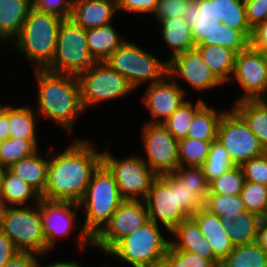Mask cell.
Segmentation results:
<instances>
[{"mask_svg": "<svg viewBox=\"0 0 267 267\" xmlns=\"http://www.w3.org/2000/svg\"><path fill=\"white\" fill-rule=\"evenodd\" d=\"M49 157L45 191L41 198L79 204L93 172L102 163V152L88 141L74 140L65 151Z\"/></svg>", "mask_w": 267, "mask_h": 267, "instance_id": "cell-1", "label": "cell"}, {"mask_svg": "<svg viewBox=\"0 0 267 267\" xmlns=\"http://www.w3.org/2000/svg\"><path fill=\"white\" fill-rule=\"evenodd\" d=\"M38 83L37 116L51 118L68 132L85 111L76 76L35 69Z\"/></svg>", "mask_w": 267, "mask_h": 267, "instance_id": "cell-2", "label": "cell"}, {"mask_svg": "<svg viewBox=\"0 0 267 267\" xmlns=\"http://www.w3.org/2000/svg\"><path fill=\"white\" fill-rule=\"evenodd\" d=\"M124 199L120 196L117 182L109 169L101 163L93 172L86 192L79 202L84 209V223L80 226V249L93 246V238L110 221Z\"/></svg>", "mask_w": 267, "mask_h": 267, "instance_id": "cell-3", "label": "cell"}, {"mask_svg": "<svg viewBox=\"0 0 267 267\" xmlns=\"http://www.w3.org/2000/svg\"><path fill=\"white\" fill-rule=\"evenodd\" d=\"M184 10L183 17L191 27L195 47L223 46L238 54L249 46V39L241 31L227 27L219 19L218 0H194Z\"/></svg>", "mask_w": 267, "mask_h": 267, "instance_id": "cell-4", "label": "cell"}, {"mask_svg": "<svg viewBox=\"0 0 267 267\" xmlns=\"http://www.w3.org/2000/svg\"><path fill=\"white\" fill-rule=\"evenodd\" d=\"M62 21L63 18L55 14L30 9L13 43L15 49L34 62V69H46L51 63Z\"/></svg>", "mask_w": 267, "mask_h": 267, "instance_id": "cell-5", "label": "cell"}, {"mask_svg": "<svg viewBox=\"0 0 267 267\" xmlns=\"http://www.w3.org/2000/svg\"><path fill=\"white\" fill-rule=\"evenodd\" d=\"M159 225L148 220L133 233L122 238L107 254L133 267H146L167 254L170 241L160 232Z\"/></svg>", "mask_w": 267, "mask_h": 267, "instance_id": "cell-6", "label": "cell"}, {"mask_svg": "<svg viewBox=\"0 0 267 267\" xmlns=\"http://www.w3.org/2000/svg\"><path fill=\"white\" fill-rule=\"evenodd\" d=\"M95 62L89 53L86 29L75 24L71 19H63L55 53L46 70L77 77Z\"/></svg>", "mask_w": 267, "mask_h": 267, "instance_id": "cell-7", "label": "cell"}, {"mask_svg": "<svg viewBox=\"0 0 267 267\" xmlns=\"http://www.w3.org/2000/svg\"><path fill=\"white\" fill-rule=\"evenodd\" d=\"M105 62L136 89L142 82L150 84L168 75V61H161L137 44L126 40Z\"/></svg>", "mask_w": 267, "mask_h": 267, "instance_id": "cell-8", "label": "cell"}, {"mask_svg": "<svg viewBox=\"0 0 267 267\" xmlns=\"http://www.w3.org/2000/svg\"><path fill=\"white\" fill-rule=\"evenodd\" d=\"M0 230L6 234L20 252L46 254L39 203L32 207L7 206L0 220Z\"/></svg>", "mask_w": 267, "mask_h": 267, "instance_id": "cell-9", "label": "cell"}, {"mask_svg": "<svg viewBox=\"0 0 267 267\" xmlns=\"http://www.w3.org/2000/svg\"><path fill=\"white\" fill-rule=\"evenodd\" d=\"M77 80L80 86L81 103L85 110L101 101L124 97L134 90L126 78L105 61L95 62L79 74Z\"/></svg>", "mask_w": 267, "mask_h": 267, "instance_id": "cell-10", "label": "cell"}, {"mask_svg": "<svg viewBox=\"0 0 267 267\" xmlns=\"http://www.w3.org/2000/svg\"><path fill=\"white\" fill-rule=\"evenodd\" d=\"M102 163L114 175L120 196L124 200H144L157 177L143 157L132 155L118 159L105 151L102 152Z\"/></svg>", "mask_w": 267, "mask_h": 267, "instance_id": "cell-11", "label": "cell"}, {"mask_svg": "<svg viewBox=\"0 0 267 267\" xmlns=\"http://www.w3.org/2000/svg\"><path fill=\"white\" fill-rule=\"evenodd\" d=\"M230 110L220 120L217 140L225 147L233 164L241 166L266 151L245 120L233 108Z\"/></svg>", "mask_w": 267, "mask_h": 267, "instance_id": "cell-12", "label": "cell"}, {"mask_svg": "<svg viewBox=\"0 0 267 267\" xmlns=\"http://www.w3.org/2000/svg\"><path fill=\"white\" fill-rule=\"evenodd\" d=\"M149 219L161 222L170 233L189 216L182 210L177 197V178L172 173L157 176L144 199Z\"/></svg>", "mask_w": 267, "mask_h": 267, "instance_id": "cell-13", "label": "cell"}, {"mask_svg": "<svg viewBox=\"0 0 267 267\" xmlns=\"http://www.w3.org/2000/svg\"><path fill=\"white\" fill-rule=\"evenodd\" d=\"M142 200H124L110 221L92 239L94 248L107 253L124 237L133 233L149 220L148 210Z\"/></svg>", "mask_w": 267, "mask_h": 267, "instance_id": "cell-14", "label": "cell"}, {"mask_svg": "<svg viewBox=\"0 0 267 267\" xmlns=\"http://www.w3.org/2000/svg\"><path fill=\"white\" fill-rule=\"evenodd\" d=\"M143 147L149 168L157 175L173 173L179 166L178 141L163 124L146 123L142 129Z\"/></svg>", "mask_w": 267, "mask_h": 267, "instance_id": "cell-15", "label": "cell"}, {"mask_svg": "<svg viewBox=\"0 0 267 267\" xmlns=\"http://www.w3.org/2000/svg\"><path fill=\"white\" fill-rule=\"evenodd\" d=\"M235 80L244 90L237 101L267 99V54L248 46L236 54Z\"/></svg>", "mask_w": 267, "mask_h": 267, "instance_id": "cell-16", "label": "cell"}, {"mask_svg": "<svg viewBox=\"0 0 267 267\" xmlns=\"http://www.w3.org/2000/svg\"><path fill=\"white\" fill-rule=\"evenodd\" d=\"M40 217L46 239V253L54 248L58 238L68 236L77 225L74 222L79 204L69 201H53L41 198ZM75 209V210H74ZM75 226V227H74Z\"/></svg>", "mask_w": 267, "mask_h": 267, "instance_id": "cell-17", "label": "cell"}, {"mask_svg": "<svg viewBox=\"0 0 267 267\" xmlns=\"http://www.w3.org/2000/svg\"><path fill=\"white\" fill-rule=\"evenodd\" d=\"M147 87L142 101L154 120L148 123L163 124L175 110L187 101L184 98L186 90L168 75L163 80Z\"/></svg>", "mask_w": 267, "mask_h": 267, "instance_id": "cell-18", "label": "cell"}, {"mask_svg": "<svg viewBox=\"0 0 267 267\" xmlns=\"http://www.w3.org/2000/svg\"><path fill=\"white\" fill-rule=\"evenodd\" d=\"M168 76L173 80H176V77L182 78L198 91H206L222 84L196 48L171 58L168 61Z\"/></svg>", "mask_w": 267, "mask_h": 267, "instance_id": "cell-19", "label": "cell"}, {"mask_svg": "<svg viewBox=\"0 0 267 267\" xmlns=\"http://www.w3.org/2000/svg\"><path fill=\"white\" fill-rule=\"evenodd\" d=\"M117 11V0H74L69 19L88 30L110 24Z\"/></svg>", "mask_w": 267, "mask_h": 267, "instance_id": "cell-20", "label": "cell"}, {"mask_svg": "<svg viewBox=\"0 0 267 267\" xmlns=\"http://www.w3.org/2000/svg\"><path fill=\"white\" fill-rule=\"evenodd\" d=\"M170 234L176 239L170 241L176 250L196 253L203 258L210 259L217 267H220L221 261L213 254L207 239L192 217L183 220Z\"/></svg>", "mask_w": 267, "mask_h": 267, "instance_id": "cell-21", "label": "cell"}, {"mask_svg": "<svg viewBox=\"0 0 267 267\" xmlns=\"http://www.w3.org/2000/svg\"><path fill=\"white\" fill-rule=\"evenodd\" d=\"M191 217L207 239L213 254L222 262L234 249V245L228 237V229L222 223L221 217L210 213L204 207L198 209Z\"/></svg>", "mask_w": 267, "mask_h": 267, "instance_id": "cell-22", "label": "cell"}, {"mask_svg": "<svg viewBox=\"0 0 267 267\" xmlns=\"http://www.w3.org/2000/svg\"><path fill=\"white\" fill-rule=\"evenodd\" d=\"M31 8L32 0H0V40L13 42Z\"/></svg>", "mask_w": 267, "mask_h": 267, "instance_id": "cell-23", "label": "cell"}, {"mask_svg": "<svg viewBox=\"0 0 267 267\" xmlns=\"http://www.w3.org/2000/svg\"><path fill=\"white\" fill-rule=\"evenodd\" d=\"M232 107L245 120L267 152V99L235 101Z\"/></svg>", "mask_w": 267, "mask_h": 267, "instance_id": "cell-24", "label": "cell"}, {"mask_svg": "<svg viewBox=\"0 0 267 267\" xmlns=\"http://www.w3.org/2000/svg\"><path fill=\"white\" fill-rule=\"evenodd\" d=\"M38 152L12 164L8 169L42 195L47 182L49 158H42Z\"/></svg>", "mask_w": 267, "mask_h": 267, "instance_id": "cell-25", "label": "cell"}, {"mask_svg": "<svg viewBox=\"0 0 267 267\" xmlns=\"http://www.w3.org/2000/svg\"><path fill=\"white\" fill-rule=\"evenodd\" d=\"M159 23L164 43L166 42L172 50V54L167 61L180 53L195 49L191 27L184 17L163 19Z\"/></svg>", "mask_w": 267, "mask_h": 267, "instance_id": "cell-26", "label": "cell"}, {"mask_svg": "<svg viewBox=\"0 0 267 267\" xmlns=\"http://www.w3.org/2000/svg\"><path fill=\"white\" fill-rule=\"evenodd\" d=\"M111 24L86 30L89 53L96 62L105 61L126 41Z\"/></svg>", "mask_w": 267, "mask_h": 267, "instance_id": "cell-27", "label": "cell"}, {"mask_svg": "<svg viewBox=\"0 0 267 267\" xmlns=\"http://www.w3.org/2000/svg\"><path fill=\"white\" fill-rule=\"evenodd\" d=\"M195 48L222 85L232 78L236 58L233 50L215 45H197Z\"/></svg>", "mask_w": 267, "mask_h": 267, "instance_id": "cell-28", "label": "cell"}, {"mask_svg": "<svg viewBox=\"0 0 267 267\" xmlns=\"http://www.w3.org/2000/svg\"><path fill=\"white\" fill-rule=\"evenodd\" d=\"M0 193L6 206H28L29 198L36 204L41 199V195L31 185L17 177L8 168L3 172Z\"/></svg>", "mask_w": 267, "mask_h": 267, "instance_id": "cell-29", "label": "cell"}, {"mask_svg": "<svg viewBox=\"0 0 267 267\" xmlns=\"http://www.w3.org/2000/svg\"><path fill=\"white\" fill-rule=\"evenodd\" d=\"M225 112H218L217 109H214L212 106L209 107L205 103L194 114L187 138L201 141H216L219 123Z\"/></svg>", "mask_w": 267, "mask_h": 267, "instance_id": "cell-30", "label": "cell"}, {"mask_svg": "<svg viewBox=\"0 0 267 267\" xmlns=\"http://www.w3.org/2000/svg\"><path fill=\"white\" fill-rule=\"evenodd\" d=\"M204 208L221 217L226 229H229L239 212L246 211L241 195L208 194Z\"/></svg>", "mask_w": 267, "mask_h": 267, "instance_id": "cell-31", "label": "cell"}, {"mask_svg": "<svg viewBox=\"0 0 267 267\" xmlns=\"http://www.w3.org/2000/svg\"><path fill=\"white\" fill-rule=\"evenodd\" d=\"M262 219L247 210L239 212V215L233 218L232 224L228 229V237L232 244L238 246L256 242L258 227Z\"/></svg>", "mask_w": 267, "mask_h": 267, "instance_id": "cell-32", "label": "cell"}, {"mask_svg": "<svg viewBox=\"0 0 267 267\" xmlns=\"http://www.w3.org/2000/svg\"><path fill=\"white\" fill-rule=\"evenodd\" d=\"M220 267H267V253L257 242L234 246Z\"/></svg>", "mask_w": 267, "mask_h": 267, "instance_id": "cell-33", "label": "cell"}, {"mask_svg": "<svg viewBox=\"0 0 267 267\" xmlns=\"http://www.w3.org/2000/svg\"><path fill=\"white\" fill-rule=\"evenodd\" d=\"M205 104V101L199 99L196 104L187 99L172 115L163 123L168 132L177 140L187 138L190 124L193 121L194 114Z\"/></svg>", "mask_w": 267, "mask_h": 267, "instance_id": "cell-34", "label": "cell"}, {"mask_svg": "<svg viewBox=\"0 0 267 267\" xmlns=\"http://www.w3.org/2000/svg\"><path fill=\"white\" fill-rule=\"evenodd\" d=\"M34 110L27 106L8 105V123L10 138L37 139L35 135Z\"/></svg>", "mask_w": 267, "mask_h": 267, "instance_id": "cell-35", "label": "cell"}, {"mask_svg": "<svg viewBox=\"0 0 267 267\" xmlns=\"http://www.w3.org/2000/svg\"><path fill=\"white\" fill-rule=\"evenodd\" d=\"M37 139L8 138L0 143V167L7 169L37 152Z\"/></svg>", "mask_w": 267, "mask_h": 267, "instance_id": "cell-36", "label": "cell"}, {"mask_svg": "<svg viewBox=\"0 0 267 267\" xmlns=\"http://www.w3.org/2000/svg\"><path fill=\"white\" fill-rule=\"evenodd\" d=\"M219 19L232 29L241 31L250 39V28L245 9V0H218Z\"/></svg>", "mask_w": 267, "mask_h": 267, "instance_id": "cell-37", "label": "cell"}, {"mask_svg": "<svg viewBox=\"0 0 267 267\" xmlns=\"http://www.w3.org/2000/svg\"><path fill=\"white\" fill-rule=\"evenodd\" d=\"M214 141H201L184 138L178 141V157L180 166L202 167L209 155L211 143Z\"/></svg>", "mask_w": 267, "mask_h": 267, "instance_id": "cell-38", "label": "cell"}, {"mask_svg": "<svg viewBox=\"0 0 267 267\" xmlns=\"http://www.w3.org/2000/svg\"><path fill=\"white\" fill-rule=\"evenodd\" d=\"M245 177L240 166H233L227 172L209 182V194L240 195Z\"/></svg>", "mask_w": 267, "mask_h": 267, "instance_id": "cell-39", "label": "cell"}, {"mask_svg": "<svg viewBox=\"0 0 267 267\" xmlns=\"http://www.w3.org/2000/svg\"><path fill=\"white\" fill-rule=\"evenodd\" d=\"M235 166L229 158V153L225 147L218 141H214L210 145L209 155L202 166L208 182L219 177Z\"/></svg>", "mask_w": 267, "mask_h": 267, "instance_id": "cell-40", "label": "cell"}, {"mask_svg": "<svg viewBox=\"0 0 267 267\" xmlns=\"http://www.w3.org/2000/svg\"><path fill=\"white\" fill-rule=\"evenodd\" d=\"M245 209L266 219L267 186L260 183L245 181L241 191Z\"/></svg>", "mask_w": 267, "mask_h": 267, "instance_id": "cell-41", "label": "cell"}, {"mask_svg": "<svg viewBox=\"0 0 267 267\" xmlns=\"http://www.w3.org/2000/svg\"><path fill=\"white\" fill-rule=\"evenodd\" d=\"M180 182L192 189H196V193L205 201L209 194V182L203 167L197 166H179L172 173Z\"/></svg>", "mask_w": 267, "mask_h": 267, "instance_id": "cell-42", "label": "cell"}, {"mask_svg": "<svg viewBox=\"0 0 267 267\" xmlns=\"http://www.w3.org/2000/svg\"><path fill=\"white\" fill-rule=\"evenodd\" d=\"M165 258L172 267H217L210 259L192 252L176 250L171 244Z\"/></svg>", "mask_w": 267, "mask_h": 267, "instance_id": "cell-43", "label": "cell"}, {"mask_svg": "<svg viewBox=\"0 0 267 267\" xmlns=\"http://www.w3.org/2000/svg\"><path fill=\"white\" fill-rule=\"evenodd\" d=\"M245 181L267 186V152L261 156L247 160L241 166Z\"/></svg>", "mask_w": 267, "mask_h": 267, "instance_id": "cell-44", "label": "cell"}, {"mask_svg": "<svg viewBox=\"0 0 267 267\" xmlns=\"http://www.w3.org/2000/svg\"><path fill=\"white\" fill-rule=\"evenodd\" d=\"M177 197L182 210L191 217L198 209L204 207L205 201L196 193V189L189 188L185 182L177 179Z\"/></svg>", "mask_w": 267, "mask_h": 267, "instance_id": "cell-45", "label": "cell"}, {"mask_svg": "<svg viewBox=\"0 0 267 267\" xmlns=\"http://www.w3.org/2000/svg\"><path fill=\"white\" fill-rule=\"evenodd\" d=\"M194 0H159L156 12V20L183 17L184 9L190 8Z\"/></svg>", "mask_w": 267, "mask_h": 267, "instance_id": "cell-46", "label": "cell"}, {"mask_svg": "<svg viewBox=\"0 0 267 267\" xmlns=\"http://www.w3.org/2000/svg\"><path fill=\"white\" fill-rule=\"evenodd\" d=\"M74 0H32V7L41 12L55 14L69 19Z\"/></svg>", "mask_w": 267, "mask_h": 267, "instance_id": "cell-47", "label": "cell"}, {"mask_svg": "<svg viewBox=\"0 0 267 267\" xmlns=\"http://www.w3.org/2000/svg\"><path fill=\"white\" fill-rule=\"evenodd\" d=\"M245 9L251 29L267 20V0H245Z\"/></svg>", "mask_w": 267, "mask_h": 267, "instance_id": "cell-48", "label": "cell"}, {"mask_svg": "<svg viewBox=\"0 0 267 267\" xmlns=\"http://www.w3.org/2000/svg\"><path fill=\"white\" fill-rule=\"evenodd\" d=\"M159 0H117L118 10H125L132 13H148L156 12Z\"/></svg>", "mask_w": 267, "mask_h": 267, "instance_id": "cell-49", "label": "cell"}, {"mask_svg": "<svg viewBox=\"0 0 267 267\" xmlns=\"http://www.w3.org/2000/svg\"><path fill=\"white\" fill-rule=\"evenodd\" d=\"M249 46L267 54V20L252 28Z\"/></svg>", "mask_w": 267, "mask_h": 267, "instance_id": "cell-50", "label": "cell"}, {"mask_svg": "<svg viewBox=\"0 0 267 267\" xmlns=\"http://www.w3.org/2000/svg\"><path fill=\"white\" fill-rule=\"evenodd\" d=\"M19 252L12 240L0 230V267H3Z\"/></svg>", "mask_w": 267, "mask_h": 267, "instance_id": "cell-51", "label": "cell"}, {"mask_svg": "<svg viewBox=\"0 0 267 267\" xmlns=\"http://www.w3.org/2000/svg\"><path fill=\"white\" fill-rule=\"evenodd\" d=\"M38 256L40 255L31 252H19L3 267H35Z\"/></svg>", "mask_w": 267, "mask_h": 267, "instance_id": "cell-52", "label": "cell"}, {"mask_svg": "<svg viewBox=\"0 0 267 267\" xmlns=\"http://www.w3.org/2000/svg\"><path fill=\"white\" fill-rule=\"evenodd\" d=\"M8 123V106L0 105V143L10 138Z\"/></svg>", "mask_w": 267, "mask_h": 267, "instance_id": "cell-53", "label": "cell"}, {"mask_svg": "<svg viewBox=\"0 0 267 267\" xmlns=\"http://www.w3.org/2000/svg\"><path fill=\"white\" fill-rule=\"evenodd\" d=\"M256 242L267 253V219H262L258 227Z\"/></svg>", "mask_w": 267, "mask_h": 267, "instance_id": "cell-54", "label": "cell"}, {"mask_svg": "<svg viewBox=\"0 0 267 267\" xmlns=\"http://www.w3.org/2000/svg\"><path fill=\"white\" fill-rule=\"evenodd\" d=\"M39 260L37 261L36 263V266L35 267H82L83 265H80L79 262L77 261H73V262H70V261H60V262H54L53 264L50 263L49 265H44L42 266L40 264Z\"/></svg>", "mask_w": 267, "mask_h": 267, "instance_id": "cell-55", "label": "cell"}, {"mask_svg": "<svg viewBox=\"0 0 267 267\" xmlns=\"http://www.w3.org/2000/svg\"><path fill=\"white\" fill-rule=\"evenodd\" d=\"M146 267H172L171 263L166 259H162L160 261L154 262Z\"/></svg>", "mask_w": 267, "mask_h": 267, "instance_id": "cell-56", "label": "cell"}, {"mask_svg": "<svg viewBox=\"0 0 267 267\" xmlns=\"http://www.w3.org/2000/svg\"><path fill=\"white\" fill-rule=\"evenodd\" d=\"M6 207L7 206L5 205L3 197L1 196V193H0V220L2 219V216H3V213L5 212Z\"/></svg>", "mask_w": 267, "mask_h": 267, "instance_id": "cell-57", "label": "cell"}, {"mask_svg": "<svg viewBox=\"0 0 267 267\" xmlns=\"http://www.w3.org/2000/svg\"><path fill=\"white\" fill-rule=\"evenodd\" d=\"M4 168L0 167V192L2 187V177H3Z\"/></svg>", "mask_w": 267, "mask_h": 267, "instance_id": "cell-58", "label": "cell"}]
</instances>
